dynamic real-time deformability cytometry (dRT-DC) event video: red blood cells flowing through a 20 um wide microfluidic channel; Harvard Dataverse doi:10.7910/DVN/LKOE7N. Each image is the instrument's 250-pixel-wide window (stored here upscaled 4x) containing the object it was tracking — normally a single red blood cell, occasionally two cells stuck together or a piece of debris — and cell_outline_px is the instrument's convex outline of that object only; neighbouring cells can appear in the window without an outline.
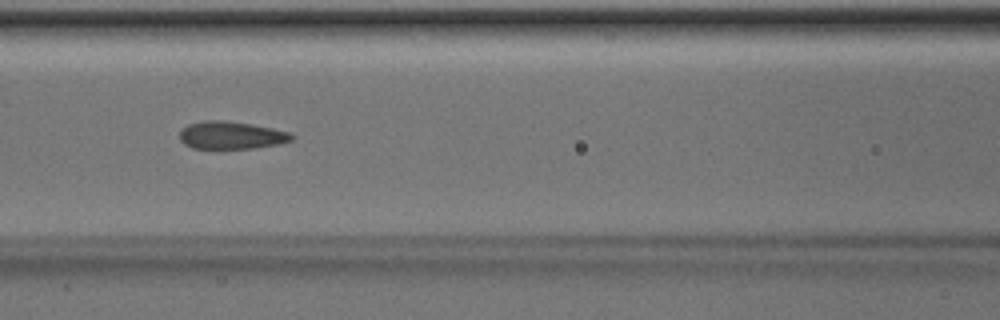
{"species": "Egyptian fruit bat (a non-hibernating species)", "species_latin": "Rousettus aegyptiacus", "temperature_condition": "room temperature", "stored_images_in_passage": 50, "camera_frame_rate_fps": 3000, "um_per_image_px": 0.085, "animal": {"sex": "male"}, "frame": {"image": 1, "passage_image": 22, "time_ms": 7.0, "image_size_px": [1000, 320], "cell_outline_px": [[296, 136], [292, 140], [280, 144], [252, 148], [192, 148], [184, 144], [180, 140], [180, 132], [188, 124], [204, 120], [220, 120], [252, 124], [272, 128], [288, 132]], "centroid_in_image_um": [19.66, 11.49], "position_along_channel_um": 146.9, "area_um2": 17.98}}
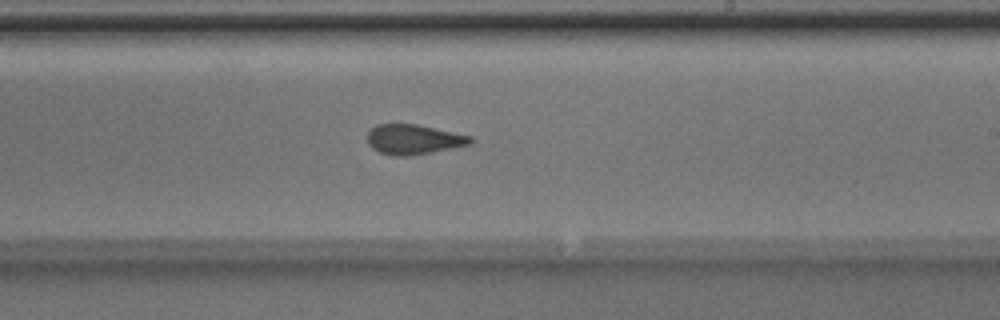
{"frame": {"image": 2, "passage_image": 30, "time_ms": 9.667, "image_size_px": [1000, 320], "cell_outline_px": [[472, 144], [432, 152], [408, 156], [396, 156], [380, 152], [372, 148], [368, 144], [368, 132], [376, 124], [416, 124], [472, 136]], "centroid_in_image_um": [35.15, 11.85], "position_along_channel_um": 253.8, "area_um2": 17.86}}
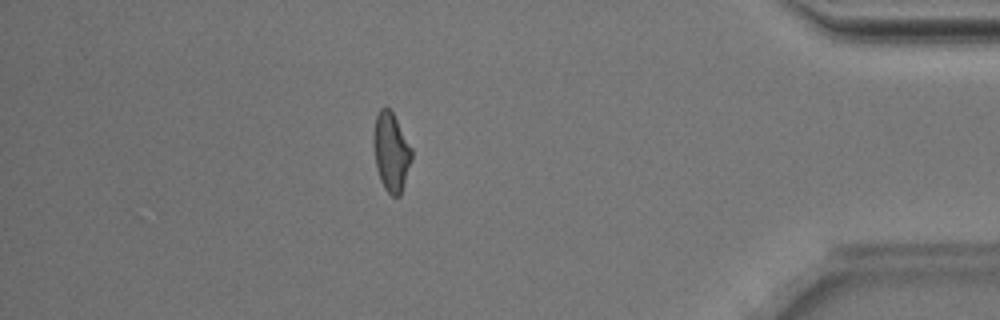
{"frame": {"image": 3, "passage_image": 44, "time_ms": 14.333, "image_size_px": [1000, 320], "cell_outline_px": [[412, 160], [400, 196], [392, 196], [384, 188], [380, 180], [376, 168], [372, 144], [372, 136], [376, 116], [380, 108], [388, 108], [392, 112], [412, 148]], "centroid_in_image_um": [33.23, 12.93], "position_along_channel_um": 402.0, "area_um2": 17.63}, "authors_computed_cell_mechanics": {"area_um2": 18.4382, "velocity_mm_per_s": 4.0337, "shape_relaxation_time_tau1_ms": 3.7721, "shape_relaxation_time_tau2_ms": 1.3428, "deformation_change_tau1": 0.134, "deformation_change_tau2": 0.0899}}